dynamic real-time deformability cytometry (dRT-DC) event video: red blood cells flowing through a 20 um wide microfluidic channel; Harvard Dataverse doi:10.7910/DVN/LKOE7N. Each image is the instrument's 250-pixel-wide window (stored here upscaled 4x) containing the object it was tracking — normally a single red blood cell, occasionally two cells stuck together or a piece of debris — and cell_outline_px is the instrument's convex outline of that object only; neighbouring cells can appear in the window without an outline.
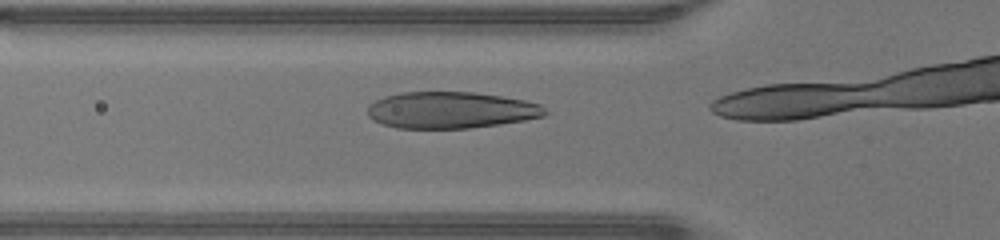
{"species": "human", "species_latin": "Homo sapiens", "temperature_condition": "warm", "stored_images_in_passage": 11, "camera_frame_rate_fps": 3000, "um_per_image_px": 0.085, "donor": {"sex": "male"}, "frame": {"image": 1, "passage_image": 8, "time_ms": 2.333, "image_size_px": [1000, 240], "cell_outline_px": [[548, 112], [544, 116], [524, 120], [500, 124], [468, 128], [396, 128], [380, 124], [372, 120], [368, 116], [368, 104], [384, 96], [400, 92], [476, 92], [524, 100], [540, 104]], "centroid_in_image_um": [38.28, 9.36], "position_along_channel_um": 87.5, "area_um2": 37.97}}